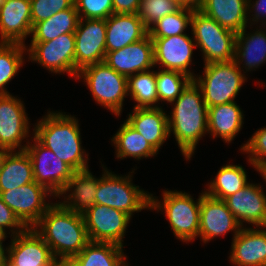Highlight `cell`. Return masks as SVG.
Here are the masks:
<instances>
[{"label":"cell","instance_id":"cell-26","mask_svg":"<svg viewBox=\"0 0 266 266\" xmlns=\"http://www.w3.org/2000/svg\"><path fill=\"white\" fill-rule=\"evenodd\" d=\"M243 112L235 102L208 108V133L230 143L242 129Z\"/></svg>","mask_w":266,"mask_h":266},{"label":"cell","instance_id":"cell-1","mask_svg":"<svg viewBox=\"0 0 266 266\" xmlns=\"http://www.w3.org/2000/svg\"><path fill=\"white\" fill-rule=\"evenodd\" d=\"M33 229L58 262H68L90 242L83 215L67 209L61 202L52 203Z\"/></svg>","mask_w":266,"mask_h":266},{"label":"cell","instance_id":"cell-17","mask_svg":"<svg viewBox=\"0 0 266 266\" xmlns=\"http://www.w3.org/2000/svg\"><path fill=\"white\" fill-rule=\"evenodd\" d=\"M154 46V63L164 70L183 72L192 79L196 76L188 67L192 62L194 39L186 34L165 38H151Z\"/></svg>","mask_w":266,"mask_h":266},{"label":"cell","instance_id":"cell-37","mask_svg":"<svg viewBox=\"0 0 266 266\" xmlns=\"http://www.w3.org/2000/svg\"><path fill=\"white\" fill-rule=\"evenodd\" d=\"M181 6L174 0H141L137 15L147 29L159 19L178 11Z\"/></svg>","mask_w":266,"mask_h":266},{"label":"cell","instance_id":"cell-27","mask_svg":"<svg viewBox=\"0 0 266 266\" xmlns=\"http://www.w3.org/2000/svg\"><path fill=\"white\" fill-rule=\"evenodd\" d=\"M260 27L263 29L257 28L254 33L251 32L248 35L245 27L236 35L234 60L242 69L245 67L246 71L255 70L266 62V29L265 26ZM241 64L243 67L240 66Z\"/></svg>","mask_w":266,"mask_h":266},{"label":"cell","instance_id":"cell-11","mask_svg":"<svg viewBox=\"0 0 266 266\" xmlns=\"http://www.w3.org/2000/svg\"><path fill=\"white\" fill-rule=\"evenodd\" d=\"M50 195L53 196L44 186L35 181L13 190L0 191L3 202L27 228H34L52 205L46 202L47 196Z\"/></svg>","mask_w":266,"mask_h":266},{"label":"cell","instance_id":"cell-3","mask_svg":"<svg viewBox=\"0 0 266 266\" xmlns=\"http://www.w3.org/2000/svg\"><path fill=\"white\" fill-rule=\"evenodd\" d=\"M43 117L36 123L33 137L75 172L89 169V158L81 145L78 119L63 112L50 111Z\"/></svg>","mask_w":266,"mask_h":266},{"label":"cell","instance_id":"cell-6","mask_svg":"<svg viewBox=\"0 0 266 266\" xmlns=\"http://www.w3.org/2000/svg\"><path fill=\"white\" fill-rule=\"evenodd\" d=\"M191 30L196 47L203 52L204 64L235 59L236 33L218 24L199 9H194Z\"/></svg>","mask_w":266,"mask_h":266},{"label":"cell","instance_id":"cell-49","mask_svg":"<svg viewBox=\"0 0 266 266\" xmlns=\"http://www.w3.org/2000/svg\"><path fill=\"white\" fill-rule=\"evenodd\" d=\"M259 173L265 179V182H266V171H260Z\"/></svg>","mask_w":266,"mask_h":266},{"label":"cell","instance_id":"cell-10","mask_svg":"<svg viewBox=\"0 0 266 266\" xmlns=\"http://www.w3.org/2000/svg\"><path fill=\"white\" fill-rule=\"evenodd\" d=\"M29 59L51 73H69L75 78V35L65 33L46 42H31L26 50Z\"/></svg>","mask_w":266,"mask_h":266},{"label":"cell","instance_id":"cell-34","mask_svg":"<svg viewBox=\"0 0 266 266\" xmlns=\"http://www.w3.org/2000/svg\"><path fill=\"white\" fill-rule=\"evenodd\" d=\"M27 48L21 43H0V94H9L4 88L24 64Z\"/></svg>","mask_w":266,"mask_h":266},{"label":"cell","instance_id":"cell-33","mask_svg":"<svg viewBox=\"0 0 266 266\" xmlns=\"http://www.w3.org/2000/svg\"><path fill=\"white\" fill-rule=\"evenodd\" d=\"M127 93L137 103L134 108H158L156 72H138L127 77Z\"/></svg>","mask_w":266,"mask_h":266},{"label":"cell","instance_id":"cell-5","mask_svg":"<svg viewBox=\"0 0 266 266\" xmlns=\"http://www.w3.org/2000/svg\"><path fill=\"white\" fill-rule=\"evenodd\" d=\"M163 201L151 194V210H164L177 239L183 242L195 241L199 237L201 195L195 202L186 192L163 191Z\"/></svg>","mask_w":266,"mask_h":266},{"label":"cell","instance_id":"cell-16","mask_svg":"<svg viewBox=\"0 0 266 266\" xmlns=\"http://www.w3.org/2000/svg\"><path fill=\"white\" fill-rule=\"evenodd\" d=\"M241 228L224 200L201 193L199 237L204 243L229 231H234V238Z\"/></svg>","mask_w":266,"mask_h":266},{"label":"cell","instance_id":"cell-48","mask_svg":"<svg viewBox=\"0 0 266 266\" xmlns=\"http://www.w3.org/2000/svg\"><path fill=\"white\" fill-rule=\"evenodd\" d=\"M57 266H71L68 262H58Z\"/></svg>","mask_w":266,"mask_h":266},{"label":"cell","instance_id":"cell-14","mask_svg":"<svg viewBox=\"0 0 266 266\" xmlns=\"http://www.w3.org/2000/svg\"><path fill=\"white\" fill-rule=\"evenodd\" d=\"M23 102L9 94H0V147L23 151L22 140L29 137V121Z\"/></svg>","mask_w":266,"mask_h":266},{"label":"cell","instance_id":"cell-29","mask_svg":"<svg viewBox=\"0 0 266 266\" xmlns=\"http://www.w3.org/2000/svg\"><path fill=\"white\" fill-rule=\"evenodd\" d=\"M34 181L32 162L26 150L11 151L0 171V191L13 190Z\"/></svg>","mask_w":266,"mask_h":266},{"label":"cell","instance_id":"cell-15","mask_svg":"<svg viewBox=\"0 0 266 266\" xmlns=\"http://www.w3.org/2000/svg\"><path fill=\"white\" fill-rule=\"evenodd\" d=\"M8 249L7 266H57L50 247L33 229L12 236Z\"/></svg>","mask_w":266,"mask_h":266},{"label":"cell","instance_id":"cell-20","mask_svg":"<svg viewBox=\"0 0 266 266\" xmlns=\"http://www.w3.org/2000/svg\"><path fill=\"white\" fill-rule=\"evenodd\" d=\"M31 1L2 0L0 8V43L24 44L32 33Z\"/></svg>","mask_w":266,"mask_h":266},{"label":"cell","instance_id":"cell-35","mask_svg":"<svg viewBox=\"0 0 266 266\" xmlns=\"http://www.w3.org/2000/svg\"><path fill=\"white\" fill-rule=\"evenodd\" d=\"M193 9L181 7L178 11L159 19L148 29L151 38H165L185 34V29L191 26Z\"/></svg>","mask_w":266,"mask_h":266},{"label":"cell","instance_id":"cell-23","mask_svg":"<svg viewBox=\"0 0 266 266\" xmlns=\"http://www.w3.org/2000/svg\"><path fill=\"white\" fill-rule=\"evenodd\" d=\"M126 121L158 152L169 137L168 115L158 108H133Z\"/></svg>","mask_w":266,"mask_h":266},{"label":"cell","instance_id":"cell-24","mask_svg":"<svg viewBox=\"0 0 266 266\" xmlns=\"http://www.w3.org/2000/svg\"><path fill=\"white\" fill-rule=\"evenodd\" d=\"M247 3L248 0H201L198 9L237 34L248 27Z\"/></svg>","mask_w":266,"mask_h":266},{"label":"cell","instance_id":"cell-2","mask_svg":"<svg viewBox=\"0 0 266 266\" xmlns=\"http://www.w3.org/2000/svg\"><path fill=\"white\" fill-rule=\"evenodd\" d=\"M174 102L172 115H168L169 137L173 132L182 155L189 160L199 140L208 133V107L193 79Z\"/></svg>","mask_w":266,"mask_h":266},{"label":"cell","instance_id":"cell-25","mask_svg":"<svg viewBox=\"0 0 266 266\" xmlns=\"http://www.w3.org/2000/svg\"><path fill=\"white\" fill-rule=\"evenodd\" d=\"M98 183L99 179L95 178L89 169L76 171L60 195H64L65 199L61 204L76 213H85L95 205ZM67 192L69 195L66 197Z\"/></svg>","mask_w":266,"mask_h":266},{"label":"cell","instance_id":"cell-36","mask_svg":"<svg viewBox=\"0 0 266 266\" xmlns=\"http://www.w3.org/2000/svg\"><path fill=\"white\" fill-rule=\"evenodd\" d=\"M159 70L156 72L158 104L162 101L171 104L181 95L192 78L180 71Z\"/></svg>","mask_w":266,"mask_h":266},{"label":"cell","instance_id":"cell-28","mask_svg":"<svg viewBox=\"0 0 266 266\" xmlns=\"http://www.w3.org/2000/svg\"><path fill=\"white\" fill-rule=\"evenodd\" d=\"M126 259L122 246L111 242L90 241L68 263L71 266H128Z\"/></svg>","mask_w":266,"mask_h":266},{"label":"cell","instance_id":"cell-46","mask_svg":"<svg viewBox=\"0 0 266 266\" xmlns=\"http://www.w3.org/2000/svg\"><path fill=\"white\" fill-rule=\"evenodd\" d=\"M10 152H11L10 149L0 147V171L3 168L4 161Z\"/></svg>","mask_w":266,"mask_h":266},{"label":"cell","instance_id":"cell-8","mask_svg":"<svg viewBox=\"0 0 266 266\" xmlns=\"http://www.w3.org/2000/svg\"><path fill=\"white\" fill-rule=\"evenodd\" d=\"M83 78L93 99L120 116L127 92V77L119 74L106 63L89 65L78 72L76 79Z\"/></svg>","mask_w":266,"mask_h":266},{"label":"cell","instance_id":"cell-12","mask_svg":"<svg viewBox=\"0 0 266 266\" xmlns=\"http://www.w3.org/2000/svg\"><path fill=\"white\" fill-rule=\"evenodd\" d=\"M75 35V78L83 68L104 62L106 19H79Z\"/></svg>","mask_w":266,"mask_h":266},{"label":"cell","instance_id":"cell-45","mask_svg":"<svg viewBox=\"0 0 266 266\" xmlns=\"http://www.w3.org/2000/svg\"><path fill=\"white\" fill-rule=\"evenodd\" d=\"M7 251H8L7 248L5 249L3 245H0V266H7V260H8Z\"/></svg>","mask_w":266,"mask_h":266},{"label":"cell","instance_id":"cell-19","mask_svg":"<svg viewBox=\"0 0 266 266\" xmlns=\"http://www.w3.org/2000/svg\"><path fill=\"white\" fill-rule=\"evenodd\" d=\"M262 186L249 182L247 186L224 199L235 219L256 227H266V194Z\"/></svg>","mask_w":266,"mask_h":266},{"label":"cell","instance_id":"cell-40","mask_svg":"<svg viewBox=\"0 0 266 266\" xmlns=\"http://www.w3.org/2000/svg\"><path fill=\"white\" fill-rule=\"evenodd\" d=\"M80 19H107L113 14L112 0H74Z\"/></svg>","mask_w":266,"mask_h":266},{"label":"cell","instance_id":"cell-18","mask_svg":"<svg viewBox=\"0 0 266 266\" xmlns=\"http://www.w3.org/2000/svg\"><path fill=\"white\" fill-rule=\"evenodd\" d=\"M104 63L126 77L148 71L155 66L153 41L147 35L121 49L106 52Z\"/></svg>","mask_w":266,"mask_h":266},{"label":"cell","instance_id":"cell-38","mask_svg":"<svg viewBox=\"0 0 266 266\" xmlns=\"http://www.w3.org/2000/svg\"><path fill=\"white\" fill-rule=\"evenodd\" d=\"M241 152L249 154L248 161L258 172L266 171V127L253 133L247 143L241 146Z\"/></svg>","mask_w":266,"mask_h":266},{"label":"cell","instance_id":"cell-41","mask_svg":"<svg viewBox=\"0 0 266 266\" xmlns=\"http://www.w3.org/2000/svg\"><path fill=\"white\" fill-rule=\"evenodd\" d=\"M0 227L12 229L11 236L24 232L27 227L20 221L16 214L3 202L0 196Z\"/></svg>","mask_w":266,"mask_h":266},{"label":"cell","instance_id":"cell-21","mask_svg":"<svg viewBox=\"0 0 266 266\" xmlns=\"http://www.w3.org/2000/svg\"><path fill=\"white\" fill-rule=\"evenodd\" d=\"M230 262L236 266H265L266 227L244 228L232 240Z\"/></svg>","mask_w":266,"mask_h":266},{"label":"cell","instance_id":"cell-9","mask_svg":"<svg viewBox=\"0 0 266 266\" xmlns=\"http://www.w3.org/2000/svg\"><path fill=\"white\" fill-rule=\"evenodd\" d=\"M32 141L34 144L28 140L25 150L32 162L34 180L60 198L75 171L35 138Z\"/></svg>","mask_w":266,"mask_h":266},{"label":"cell","instance_id":"cell-22","mask_svg":"<svg viewBox=\"0 0 266 266\" xmlns=\"http://www.w3.org/2000/svg\"><path fill=\"white\" fill-rule=\"evenodd\" d=\"M148 29L137 14H111L106 19V52L140 41Z\"/></svg>","mask_w":266,"mask_h":266},{"label":"cell","instance_id":"cell-13","mask_svg":"<svg viewBox=\"0 0 266 266\" xmlns=\"http://www.w3.org/2000/svg\"><path fill=\"white\" fill-rule=\"evenodd\" d=\"M89 240L111 242L123 247V238L131 217L115 208L95 204L82 214Z\"/></svg>","mask_w":266,"mask_h":266},{"label":"cell","instance_id":"cell-39","mask_svg":"<svg viewBox=\"0 0 266 266\" xmlns=\"http://www.w3.org/2000/svg\"><path fill=\"white\" fill-rule=\"evenodd\" d=\"M32 27L49 19L56 13L69 9L74 5V0H30Z\"/></svg>","mask_w":266,"mask_h":266},{"label":"cell","instance_id":"cell-7","mask_svg":"<svg viewBox=\"0 0 266 266\" xmlns=\"http://www.w3.org/2000/svg\"><path fill=\"white\" fill-rule=\"evenodd\" d=\"M103 167V175L99 178L95 204L105 205L109 208L120 210L130 217L134 212L150 209L151 194L135 186L132 176L126 177L112 174Z\"/></svg>","mask_w":266,"mask_h":266},{"label":"cell","instance_id":"cell-44","mask_svg":"<svg viewBox=\"0 0 266 266\" xmlns=\"http://www.w3.org/2000/svg\"><path fill=\"white\" fill-rule=\"evenodd\" d=\"M176 1L181 7L191 8V9H198L201 3V0H174Z\"/></svg>","mask_w":266,"mask_h":266},{"label":"cell","instance_id":"cell-32","mask_svg":"<svg viewBox=\"0 0 266 266\" xmlns=\"http://www.w3.org/2000/svg\"><path fill=\"white\" fill-rule=\"evenodd\" d=\"M247 174L241 165L226 164L222 166L216 177L208 183L207 195L224 200L226 197L243 189L249 183Z\"/></svg>","mask_w":266,"mask_h":266},{"label":"cell","instance_id":"cell-42","mask_svg":"<svg viewBox=\"0 0 266 266\" xmlns=\"http://www.w3.org/2000/svg\"><path fill=\"white\" fill-rule=\"evenodd\" d=\"M251 1L252 0H248V3H247L248 13L249 14L251 12L254 13L251 15L253 17L250 19V22H249V23H251L250 27L253 25L252 24L253 22L254 23L260 22V23H262L260 25H262V26L264 25L266 28V0H256L255 2L253 1L252 3H251Z\"/></svg>","mask_w":266,"mask_h":266},{"label":"cell","instance_id":"cell-43","mask_svg":"<svg viewBox=\"0 0 266 266\" xmlns=\"http://www.w3.org/2000/svg\"><path fill=\"white\" fill-rule=\"evenodd\" d=\"M141 0H112L113 13L137 14Z\"/></svg>","mask_w":266,"mask_h":266},{"label":"cell","instance_id":"cell-4","mask_svg":"<svg viewBox=\"0 0 266 266\" xmlns=\"http://www.w3.org/2000/svg\"><path fill=\"white\" fill-rule=\"evenodd\" d=\"M235 60L204 64L203 75L193 78L200 87L206 106L236 102V95L246 81Z\"/></svg>","mask_w":266,"mask_h":266},{"label":"cell","instance_id":"cell-47","mask_svg":"<svg viewBox=\"0 0 266 266\" xmlns=\"http://www.w3.org/2000/svg\"><path fill=\"white\" fill-rule=\"evenodd\" d=\"M6 236L5 229L0 227V245H3V241L6 239Z\"/></svg>","mask_w":266,"mask_h":266},{"label":"cell","instance_id":"cell-31","mask_svg":"<svg viewBox=\"0 0 266 266\" xmlns=\"http://www.w3.org/2000/svg\"><path fill=\"white\" fill-rule=\"evenodd\" d=\"M116 148V158H148L158 152L126 120L111 139Z\"/></svg>","mask_w":266,"mask_h":266},{"label":"cell","instance_id":"cell-30","mask_svg":"<svg viewBox=\"0 0 266 266\" xmlns=\"http://www.w3.org/2000/svg\"><path fill=\"white\" fill-rule=\"evenodd\" d=\"M79 19L75 5L62 10L33 26L31 42H46L65 33H75Z\"/></svg>","mask_w":266,"mask_h":266}]
</instances>
